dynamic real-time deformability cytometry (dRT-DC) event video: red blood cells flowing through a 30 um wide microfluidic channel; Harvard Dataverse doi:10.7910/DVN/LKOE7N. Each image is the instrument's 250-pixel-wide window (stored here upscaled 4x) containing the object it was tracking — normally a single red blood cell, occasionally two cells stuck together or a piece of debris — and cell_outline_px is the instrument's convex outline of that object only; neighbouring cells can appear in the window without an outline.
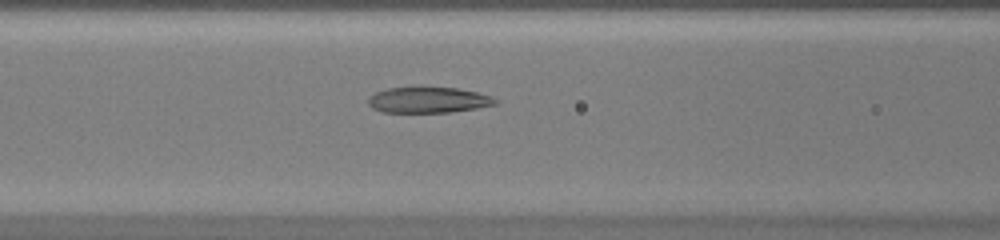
{"species": "common noctule bat (a hibernating species)", "species_latin": "Nyctalus noctula", "temperature_condition": "warm", "stored_images_in_passage": 33, "camera_frame_rate_fps": 3000, "um_per_image_px": 0.085, "animal": {"sex": "female", "body_mass_g": 20.0, "forearm_length_mm": 54.0}, "frame": {"image": 1, "passage_image": 7, "time_ms": 2.0, "image_size_px": [1000, 240], "cell_outline_px": [[500, 100], [496, 104], [476, 108], [452, 112], [380, 112], [372, 108], [368, 104], [368, 96], [376, 92], [388, 88], [420, 84], [456, 88], [476, 92], [492, 96]], "centroid_in_image_um": [36.37, 8.45], "position_along_channel_um": 130.2, "area_um2": 20.0}}
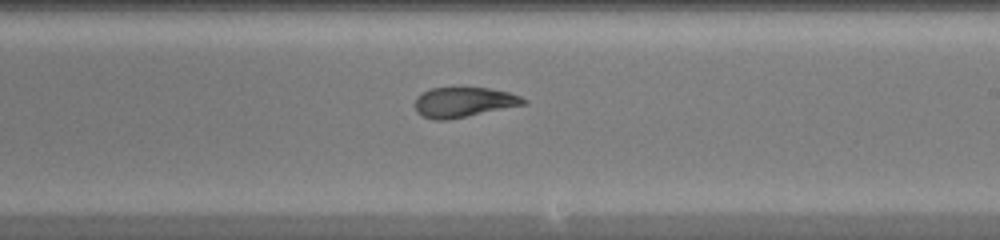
{"frame": {"image": 2, "passage_image": 15, "time_ms": 4.667, "image_size_px": [1000, 240], "cell_outline_px": [[528, 104], [448, 120], [432, 120], [420, 116], [416, 112], [416, 96], [432, 88], [488, 88], [508, 92], [520, 96], [528, 100]], "centroid_in_image_um": [39.43, 8.7], "position_along_channel_um": 249.6, "area_um2": 19.07}}
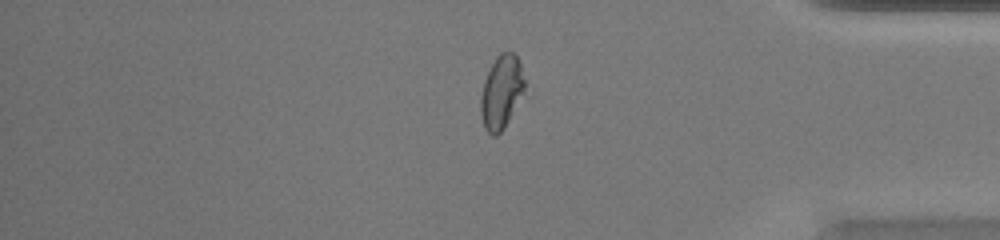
{"frame": {"image": 3, "passage_image": 26, "time_ms": 8.333, "image_size_px": [1000, 240], "cell_outline_px": [[524, 92], [504, 128], [496, 136], [492, 136], [484, 128], [480, 112], [480, 96], [484, 80], [496, 56], [500, 52], [512, 52], [516, 56], [520, 64], [524, 80]], "centroid_in_image_um": [42.59, 7.84], "position_along_channel_um": 392.6, "area_um2": 18.67}}